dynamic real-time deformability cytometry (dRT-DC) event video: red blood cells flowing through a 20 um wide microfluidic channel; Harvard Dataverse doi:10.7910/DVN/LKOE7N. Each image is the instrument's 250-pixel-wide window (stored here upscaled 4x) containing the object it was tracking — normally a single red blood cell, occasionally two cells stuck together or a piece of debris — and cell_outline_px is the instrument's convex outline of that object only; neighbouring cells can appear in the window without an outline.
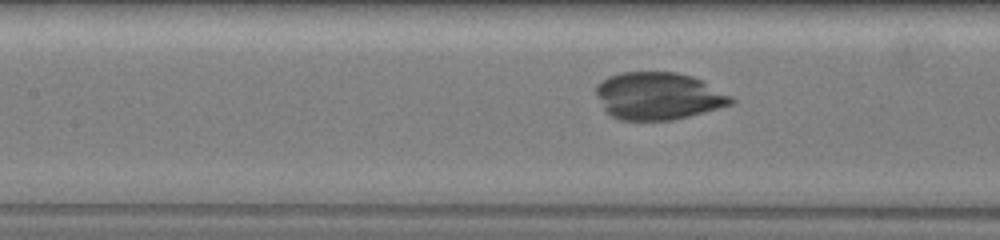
{"species": "common noctule bat (a hibernating species)", "species_latin": "Nyctalus noctula", "temperature_condition": "warm", "stored_images_in_passage": 15, "camera_frame_rate_fps": 3000, "um_per_image_px": 0.085, "animal": {"sex": "female", "body_mass_g": 19.5, "forearm_length_mm": 54.1}, "frame": {"image": 1, "passage_image": 9, "time_ms": 3.333, "image_size_px": [1000, 240], "cell_outline_px": [[736, 100], [732, 104], [688, 116], [672, 120], [620, 120], [612, 116], [604, 108], [596, 92], [596, 84], [608, 76], [620, 72], [676, 72], [692, 76], [732, 96]], "centroid_in_image_um": [55.94, 8.15], "position_along_channel_um": 151.5, "area_um2": 36.99}}
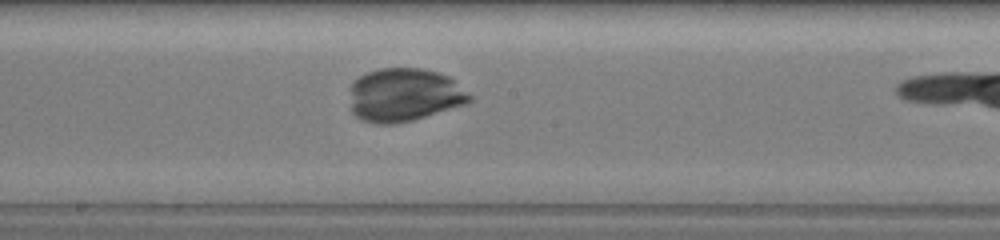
{"frame": {"image": 2, "passage_image": 14, "time_ms": 5.0, "image_size_px": [1000, 240], "cell_outline_px": [[472, 100], [464, 104], [412, 120], [392, 124], [376, 124], [364, 120], [356, 116], [352, 112], [352, 80], [368, 72], [380, 68], [420, 68], [436, 72], [448, 76], [472, 96]], "centroid_in_image_um": [34.35, 8.06], "position_along_channel_um": 213.9, "area_um2": 36.7}}